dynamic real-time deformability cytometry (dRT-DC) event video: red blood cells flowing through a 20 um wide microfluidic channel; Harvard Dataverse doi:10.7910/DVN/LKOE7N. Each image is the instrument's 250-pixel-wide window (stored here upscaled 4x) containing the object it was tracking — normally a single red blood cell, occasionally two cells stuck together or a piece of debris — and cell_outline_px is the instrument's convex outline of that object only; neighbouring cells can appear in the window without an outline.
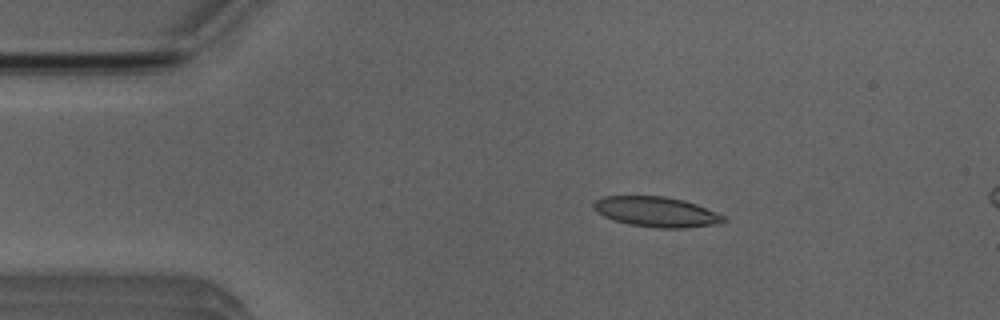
{"species": "Egyptian fruit bat (a non-hibernating species)", "species_latin": "Rousettus aegyptiacus", "temperature_condition": "room temperature", "stored_images_in_passage": 5, "camera_frame_rate_fps": 3000, "um_per_image_px": 0.085, "animal": {"sex": "male"}, "frame": {"image": 1, "passage_image": 3, "time_ms": 2.333, "image_size_px": [1000, 320], "cell_outline_px": [[728, 220], [724, 224], [684, 228], [656, 228], [628, 224], [612, 220], [596, 212], [592, 208], [592, 204], [596, 200], [604, 196], [664, 196], [684, 200], [696, 204], [724, 216]], "centroid_in_image_um": [55.8, 18.02], "position_along_channel_um": 29.2, "area_um2": 23.12}}